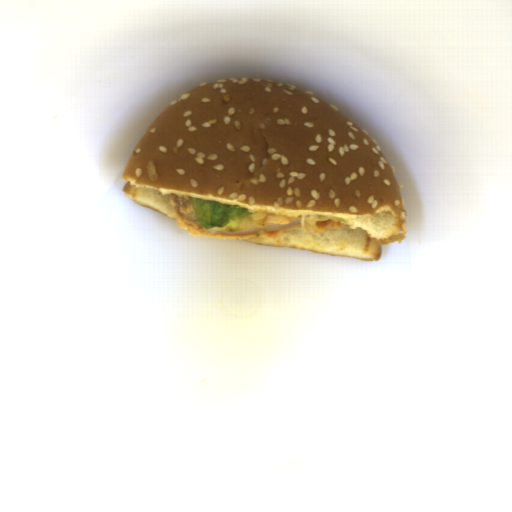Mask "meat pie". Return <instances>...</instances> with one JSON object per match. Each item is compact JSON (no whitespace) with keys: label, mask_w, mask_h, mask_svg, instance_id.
Segmentation results:
<instances>
[{"label":"meat pie","mask_w":512,"mask_h":512,"mask_svg":"<svg viewBox=\"0 0 512 512\" xmlns=\"http://www.w3.org/2000/svg\"><path fill=\"white\" fill-rule=\"evenodd\" d=\"M193 198L187 194L171 193L168 199L178 228L191 236L211 237L218 240H244L252 237L271 239L277 238L284 231L301 228L302 216H287L271 211L253 212L251 215L253 223L241 231L207 230L196 220Z\"/></svg>","instance_id":"obj_1"},{"label":"meat pie","mask_w":512,"mask_h":512,"mask_svg":"<svg viewBox=\"0 0 512 512\" xmlns=\"http://www.w3.org/2000/svg\"><path fill=\"white\" fill-rule=\"evenodd\" d=\"M345 226V223L334 222L332 219L327 221H317L315 224V229L312 231L317 235H321L324 233L325 229H340Z\"/></svg>","instance_id":"obj_2"}]
</instances>
